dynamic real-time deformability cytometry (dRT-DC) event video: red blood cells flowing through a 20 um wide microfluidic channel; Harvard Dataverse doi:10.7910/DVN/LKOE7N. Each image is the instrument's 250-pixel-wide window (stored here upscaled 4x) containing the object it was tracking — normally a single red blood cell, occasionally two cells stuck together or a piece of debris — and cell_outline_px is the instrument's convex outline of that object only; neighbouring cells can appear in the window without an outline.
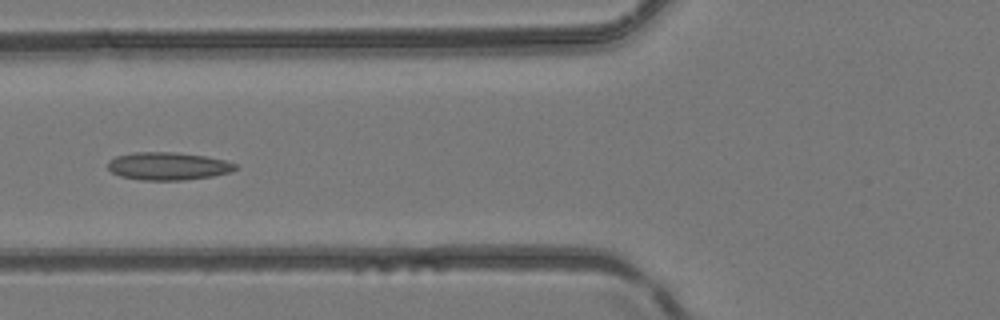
{"species": "common noctule bat (a hibernating species)", "species_latin": "Nyctalus noctula", "temperature_condition": "room temperature", "stored_images_in_passage": 6, "camera_frame_rate_fps": 3000, "um_per_image_px": 0.085, "animal": {"sex": "female", "body_mass_g": 24.6, "forearm_length_mm": 56.2}, "frame": {"image": 1, "passage_image": 6, "time_ms": 1.667, "image_size_px": [1000, 320], "cell_outline_px": [[240, 168], [232, 172], [212, 176], [184, 180], [140, 180], [120, 176], [112, 172], [108, 168], [108, 160], [116, 156], [132, 152], [172, 152], [204, 156], [224, 160], [236, 164]], "centroid_in_image_um": [14.29, 14.12], "position_along_channel_um": 111.5, "area_um2": 20.75}}